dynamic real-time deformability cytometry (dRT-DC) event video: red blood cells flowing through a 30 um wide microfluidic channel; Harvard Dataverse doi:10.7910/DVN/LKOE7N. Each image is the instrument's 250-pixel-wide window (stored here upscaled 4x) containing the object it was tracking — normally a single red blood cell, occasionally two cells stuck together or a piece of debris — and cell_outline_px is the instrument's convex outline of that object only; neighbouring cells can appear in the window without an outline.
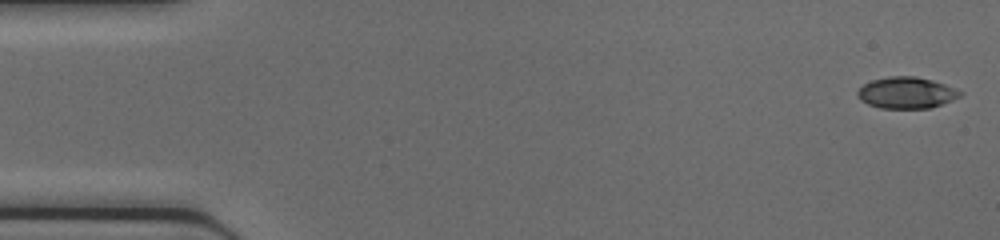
{"species": "common noctule bat (a hibernating species)", "species_latin": "Nyctalus noctula", "temperature_condition": "cold", "stored_images_in_passage": 45, "camera_frame_rate_fps": 3000, "um_per_image_px": 0.085, "animal": {"sex": "female", "body_mass_g": 17.0, "forearm_length_mm": 48.0}, "frame": {"image": 1, "passage_image": 1, "time_ms": 0.0, "image_size_px": [1000, 240], "cell_outline_px": [[964, 92], [960, 96], [952, 100], [928, 108], [880, 108], [868, 104], [860, 100], [856, 92], [864, 84], [872, 80], [888, 76], [916, 76], [932, 80], [944, 84]], "centroid_in_image_um": [77.03, 7.88], "position_along_channel_um": 8.0, "area_um2": 18.67}}
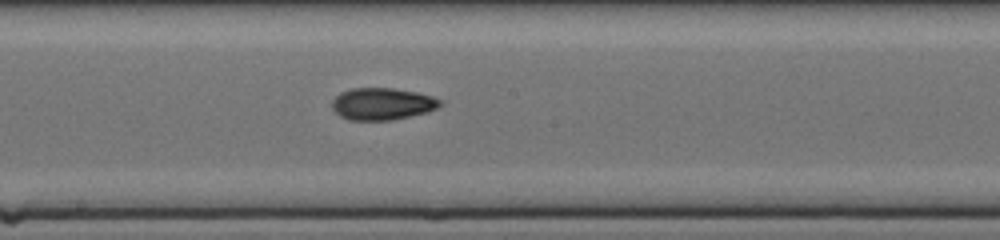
{"frame": {"image": 2, "passage_image": 24, "time_ms": 7.667, "image_size_px": [1000, 240], "cell_outline_px": [[440, 104], [436, 108], [428, 112], [392, 120], [348, 120], [340, 116], [332, 108], [332, 100], [340, 92], [352, 88], [392, 88], [416, 92], [432, 96], [440, 100]], "centroid_in_image_um": [32.46, 8.83], "position_along_channel_um": 215.7, "area_um2": 20.11}}
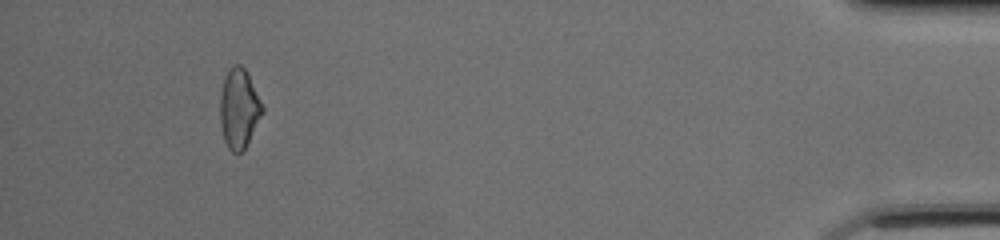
{"frame": {"image": 3, "passage_image": 42, "time_ms": 13.667, "image_size_px": [1000, 240], "cell_outline_px": [[264, 112], [244, 148], [240, 152], [232, 152], [228, 148], [224, 140], [220, 124], [220, 96], [224, 76], [228, 68], [232, 64], [240, 64], [244, 68], [264, 108]], "centroid_in_image_um": [20.29, 9.2], "position_along_channel_um": 414.9, "area_um2": 19.42}}